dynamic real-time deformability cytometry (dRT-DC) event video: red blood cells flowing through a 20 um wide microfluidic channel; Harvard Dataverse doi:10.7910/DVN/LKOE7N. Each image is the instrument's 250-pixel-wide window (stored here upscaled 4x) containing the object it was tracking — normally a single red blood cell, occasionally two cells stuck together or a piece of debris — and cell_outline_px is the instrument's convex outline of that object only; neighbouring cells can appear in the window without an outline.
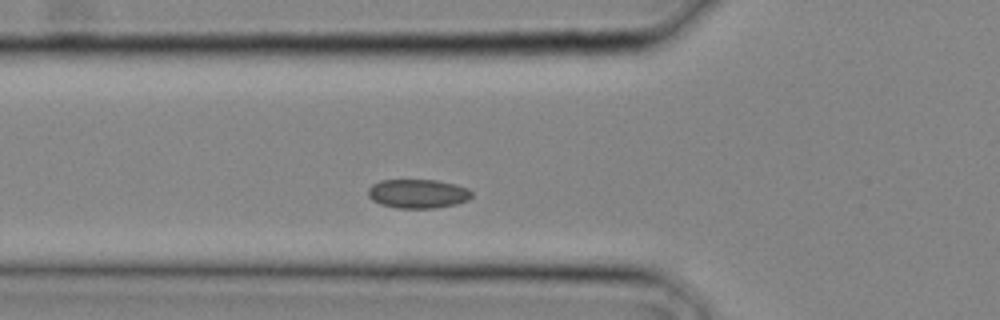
{"species": "common noctule bat (a hibernating species)", "species_latin": "Nyctalus noctula", "temperature_condition": "cold", "stored_images_in_passage": 20, "camera_frame_rate_fps": 3000, "um_per_image_px": 0.085, "animal": {"sex": "male", "body_mass_g": 20.4}, "frame": {"image": 1, "passage_image": 2, "time_ms": 0.333, "image_size_px": [1000, 320], "cell_outline_px": [[472, 196], [468, 200], [456, 204], [436, 208], [396, 208], [380, 204], [372, 200], [368, 196], [368, 188], [372, 184], [380, 180], [436, 180], [468, 188], [472, 192]], "centroid_in_image_um": [35.5, 16.47], "position_along_channel_um": 90.3, "area_um2": 17.57}}
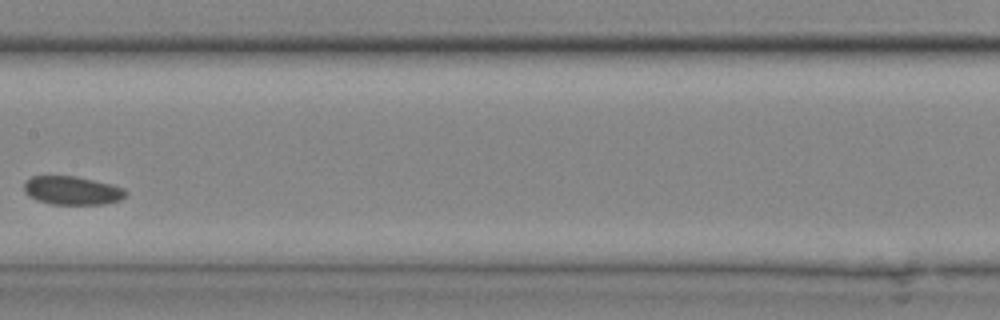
{"frame": {"image": 2, "passage_image": 7, "time_ms": 2.0, "image_size_px": [1000, 320], "cell_outline_px": [[128, 192], [120, 200], [104, 204], [52, 204], [36, 200], [28, 196], [24, 192], [24, 180], [32, 176], [76, 176], [124, 188]], "centroid_in_image_um": [6.08, 16.19], "position_along_channel_um": 201.3, "area_um2": 16.88}}
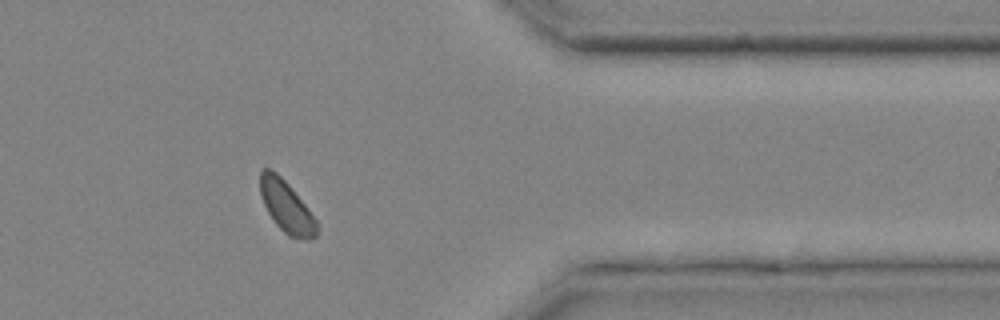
{"frame": {"image": 3, "passage_image": 16, "time_ms": 5.0, "image_size_px": [1000, 320], "cell_outline_px": [[316, 236], [308, 240], [304, 240], [288, 236], [276, 224], [268, 212], [264, 204], [260, 192], [260, 172], [264, 168], [272, 168], [288, 184], [304, 204], [316, 220]], "centroid_in_image_um": [24.32, 17.56], "position_along_channel_um": 387.1, "area_um2": 16.7}}